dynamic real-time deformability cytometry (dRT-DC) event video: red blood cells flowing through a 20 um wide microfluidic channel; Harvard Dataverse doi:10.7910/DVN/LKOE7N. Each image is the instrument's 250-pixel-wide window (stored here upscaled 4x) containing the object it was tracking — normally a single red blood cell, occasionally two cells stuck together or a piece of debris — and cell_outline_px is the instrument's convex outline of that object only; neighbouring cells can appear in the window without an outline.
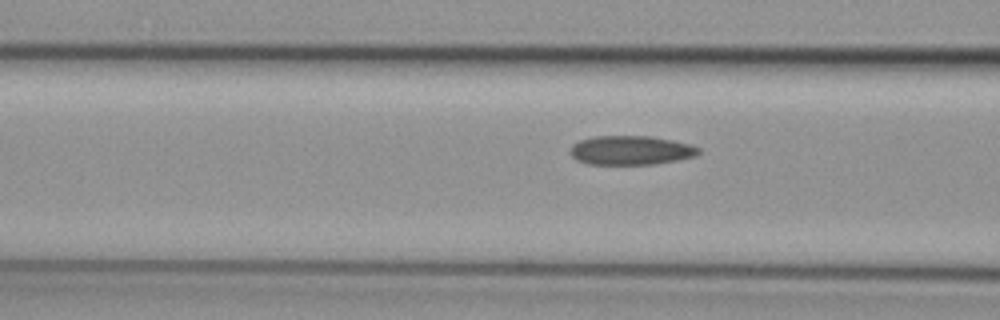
{"species": "common noctule bat (a hibernating species)", "species_latin": "Nyctalus noctula", "temperature_condition": "cold", "stored_images_in_passage": 21, "camera_frame_rate_fps": 3000, "um_per_image_px": 0.085, "animal": {"sex": "female", "body_mass_g": 29.2, "forearm_length_mm": 56.3}, "frame": {"image": 1, "passage_image": 19, "time_ms": 6.0, "image_size_px": [1000, 320], "cell_outline_px": [[700, 152], [696, 156], [676, 160], [652, 164], [588, 164], [576, 160], [568, 152], [572, 144], [580, 140], [592, 136], [652, 136], [692, 144], [700, 148]], "centroid_in_image_um": [53.6, 12.76], "position_along_channel_um": 113.0, "area_um2": 21.96}}